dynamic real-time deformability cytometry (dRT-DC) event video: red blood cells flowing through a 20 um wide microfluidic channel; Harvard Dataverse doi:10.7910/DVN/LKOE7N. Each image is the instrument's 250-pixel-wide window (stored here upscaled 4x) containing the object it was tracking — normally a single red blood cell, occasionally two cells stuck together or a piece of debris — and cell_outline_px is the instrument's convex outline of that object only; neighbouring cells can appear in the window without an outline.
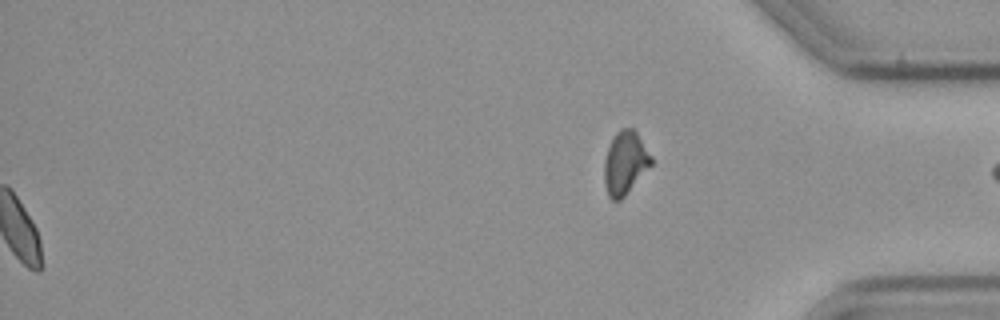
{"species": "common noctule bat (a hibernating species)", "species_latin": "Nyctalus noctula", "temperature_condition": "cold", "stored_images_in_passage": 60, "segment_of_instrument_passage": [2, 2], "camera_frame_rate_fps": 3000, "um_per_image_px": 0.085, "animal": {"sex": "male", "body_mass_g": 23.1, "forearm_length_mm": 52.7}, "frame": {"image": 1, "passage_image": 60, "time_ms": 19.667, "image_size_px": [1000, 320], "cell_outline_px": [[652, 164], [624, 196], [620, 200], [612, 200], [608, 196], [604, 184], [604, 160], [608, 148], [616, 132], [620, 128], [632, 128], [636, 132], [652, 156]], "centroid_in_image_um": [53.12, 13.85], "position_along_channel_um": 382.1, "area_um2": 17.11}}